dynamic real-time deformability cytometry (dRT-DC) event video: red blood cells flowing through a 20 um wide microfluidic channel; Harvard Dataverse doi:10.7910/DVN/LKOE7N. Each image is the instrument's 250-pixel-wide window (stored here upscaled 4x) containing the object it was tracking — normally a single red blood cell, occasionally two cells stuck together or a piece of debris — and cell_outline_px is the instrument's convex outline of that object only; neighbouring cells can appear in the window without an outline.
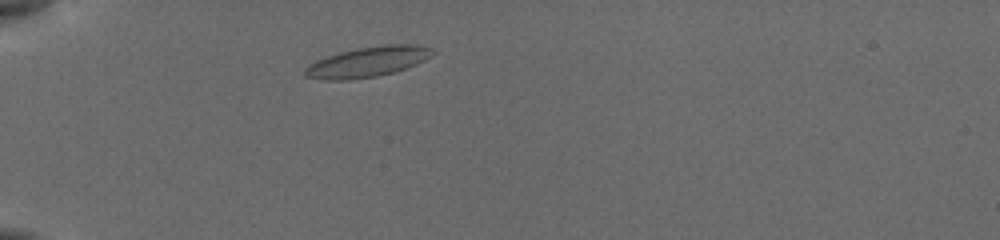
{"species": "common noctule bat (a hibernating species)", "species_latin": "Nyctalus noctula", "temperature_condition": "cold", "stored_images_in_passage": 66, "camera_frame_rate_fps": 3000, "um_per_image_px": 0.085, "animal": {"sex": "female", "body_mass_g": 19.5, "forearm_length_mm": 54.1}, "frame": {"image": 1, "passage_image": 4, "time_ms": 1.0, "image_size_px": [1000, 240], "cell_outline_px": [[436, 52], [432, 56], [416, 64], [392, 72], [376, 76], [348, 80], [328, 80], [304, 76], [304, 68], [308, 64], [316, 60], [340, 52], [356, 48], [384, 44], [416, 44], [432, 48]], "centroid_in_image_um": [31.25, 5.24], "position_along_channel_um": 53.7, "area_um2": 22.48}}
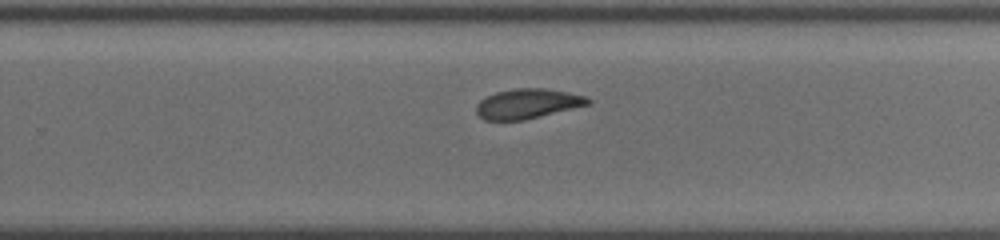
{"frame": {"image": 2, "passage_image": 39, "time_ms": 7.667, "image_size_px": [1000, 240], "cell_outline_px": [[592, 100], [588, 104], [524, 120], [484, 120], [476, 112], [476, 104], [480, 100], [496, 92], [516, 88], [544, 88], [568, 92], [588, 96]], "centroid_in_image_um": [44.83, 8.8], "position_along_channel_um": 285.0, "area_um2": 19.25}}
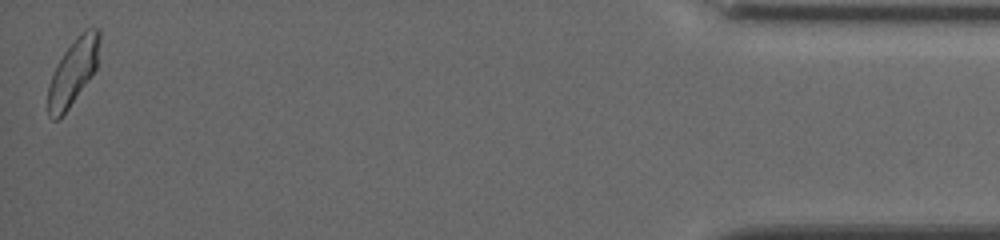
{"frame": {"image": 3, "passage_image": 66, "time_ms": 13.333, "image_size_px": [1000, 240], "cell_outline_px": [[100, 40], [96, 68], [88, 80], [68, 108], [56, 120], [52, 120], [48, 116], [48, 84], [56, 64], [64, 52], [76, 36], [88, 28], [100, 28]], "centroid_in_image_um": [6.2, 6.08], "position_along_channel_um": 429.0, "area_um2": 19.54}, "authors_computed_cell_mechanics": {"area_um2": 19.9988, "velocity_mm_per_s": 3.838, "shape_relaxation_time_tau1_ms": 4.9273, "shape_relaxation_time_tau2_ms": 3.4031, "deformation_change_tau1": 0.1453, "deformation_change_tau2": 0.0912}}